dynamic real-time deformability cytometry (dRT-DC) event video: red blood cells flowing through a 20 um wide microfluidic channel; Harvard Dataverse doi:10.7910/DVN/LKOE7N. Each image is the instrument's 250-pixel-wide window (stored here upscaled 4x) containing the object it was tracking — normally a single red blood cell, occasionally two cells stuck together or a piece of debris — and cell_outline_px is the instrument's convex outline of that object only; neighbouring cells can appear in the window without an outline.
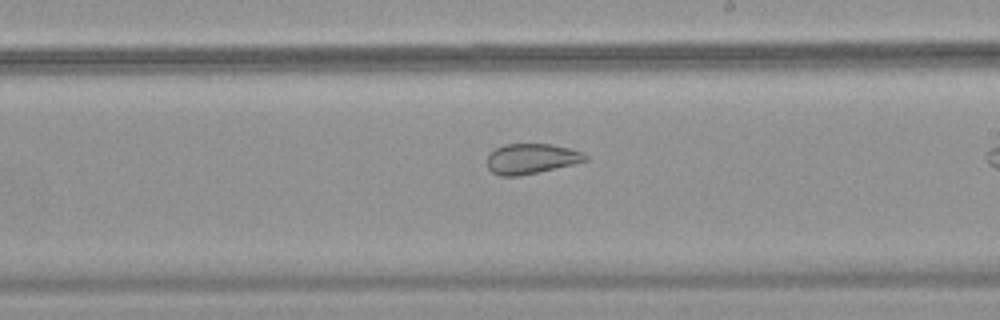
{"species": "common noctule bat (a hibernating species)", "species_latin": "Nyctalus noctula", "temperature_condition": "warm", "stored_images_in_passage": 30, "camera_frame_rate_fps": 3000, "um_per_image_px": 0.085, "animal": {"sex": "female", "body_mass_g": 18.4}, "frame": {"image": 1, "passage_image": 18, "time_ms": 5.667, "image_size_px": [1000, 320], "cell_outline_px": [[588, 160], [572, 164], [520, 176], [500, 176], [492, 172], [488, 168], [488, 152], [504, 144], [552, 144], [568, 148], [580, 152], [588, 156]], "centroid_in_image_um": [45.12, 13.49], "position_along_channel_um": 243.9, "area_um2": 17.17}}